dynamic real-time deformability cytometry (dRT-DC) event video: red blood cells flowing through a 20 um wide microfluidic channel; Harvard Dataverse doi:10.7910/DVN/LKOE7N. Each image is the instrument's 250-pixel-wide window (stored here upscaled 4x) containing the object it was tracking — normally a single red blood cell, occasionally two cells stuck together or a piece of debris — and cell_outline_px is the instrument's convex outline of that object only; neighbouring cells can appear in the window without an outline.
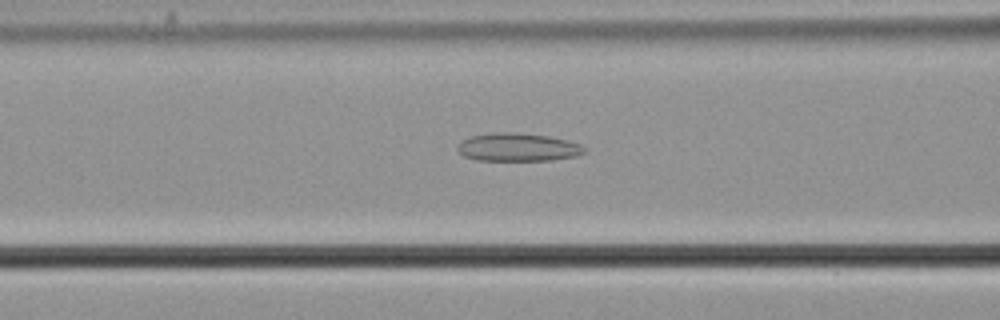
{"species": "common noctule bat (a hibernating species)", "species_latin": "Nyctalus noctula", "temperature_condition": "cold", "stored_images_in_passage": 49, "camera_frame_rate_fps": 3000, "um_per_image_px": 0.085, "animal": {"sex": "male", "body_mass_g": 21.5, "forearm_length_mm": 52.0}, "frame": {"image": 1, "passage_image": 16, "time_ms": 5.0, "image_size_px": [1000, 320], "cell_outline_px": [[588, 148], [584, 152], [576, 156], [552, 160], [476, 160], [464, 156], [456, 148], [464, 140], [472, 136], [496, 132], [516, 132], [548, 136], [568, 140], [580, 144]], "centroid_in_image_um": [44.06, 12.51], "position_along_channel_um": 122.5, "area_um2": 20.69}}
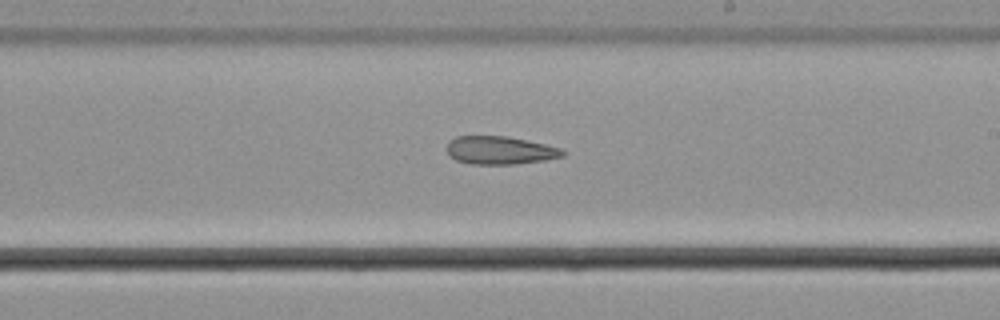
{"frame": {"image": 2, "passage_image": 26, "time_ms": 8.333, "image_size_px": [1000, 320], "cell_outline_px": [[564, 156], [544, 160], [512, 164], [472, 164], [456, 160], [448, 152], [448, 140], [456, 136], [508, 136], [544, 144], [560, 148], [564, 152]], "centroid_in_image_um": [42.48, 12.77], "position_along_channel_um": 246.5, "area_um2": 18.73}}
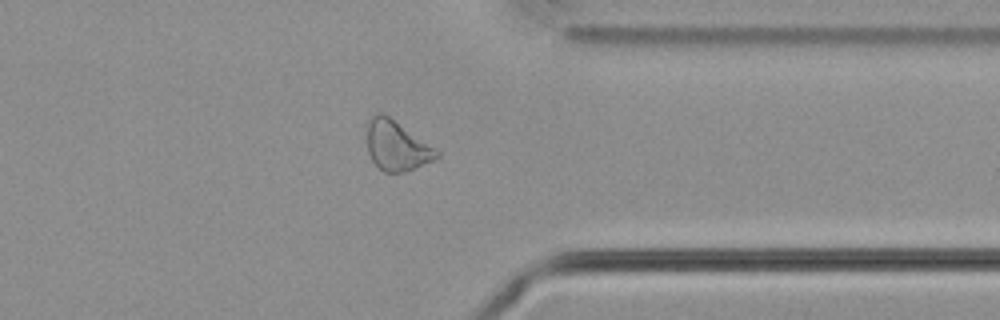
{"frame": {"image": 3, "passage_image": 37, "time_ms": 12.0, "image_size_px": [1000, 320], "cell_outline_px": [[440, 156], [432, 160], [404, 172], [384, 172], [372, 160], [368, 152], [368, 124], [372, 116], [376, 112], [384, 112], [440, 152]], "centroid_in_image_um": [33.7, 12.36], "position_along_channel_um": 377.7, "area_um2": 19.83}}